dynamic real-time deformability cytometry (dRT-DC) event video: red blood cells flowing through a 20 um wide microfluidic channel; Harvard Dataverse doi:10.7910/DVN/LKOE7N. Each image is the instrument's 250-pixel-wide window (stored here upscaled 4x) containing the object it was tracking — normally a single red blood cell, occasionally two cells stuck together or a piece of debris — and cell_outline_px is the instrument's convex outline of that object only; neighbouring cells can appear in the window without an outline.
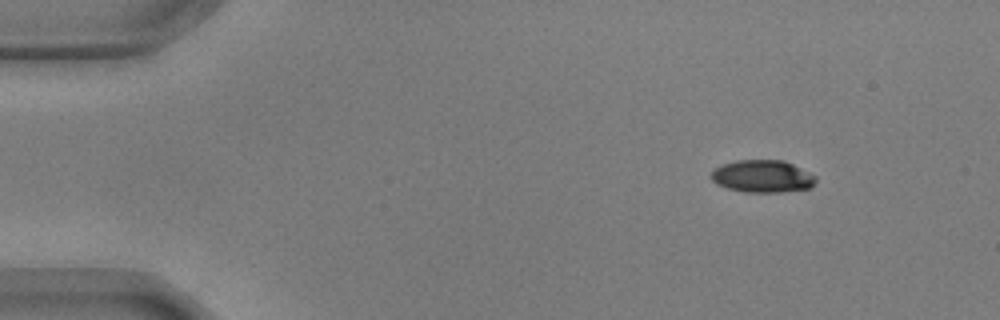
{"species": "common noctule bat (a hibernating species)", "species_latin": "Nyctalus noctula", "temperature_condition": "warm", "stored_images_in_passage": 7, "camera_frame_rate_fps": 3000, "um_per_image_px": 0.085, "animal": {"sex": "male", "body_mass_g": 17.9, "forearm_length_mm": 54.2}, "frame": {"image": 1, "passage_image": 1, "time_ms": 0.0, "image_size_px": [1000, 320], "cell_outline_px": [[816, 180], [808, 188], [780, 192], [744, 192], [728, 188], [716, 184], [708, 176], [712, 168], [720, 164], [736, 160], [784, 160], [816, 176]], "centroid_in_image_um": [64.71, 14.97], "position_along_channel_um": 20.3, "area_um2": 19.88}}